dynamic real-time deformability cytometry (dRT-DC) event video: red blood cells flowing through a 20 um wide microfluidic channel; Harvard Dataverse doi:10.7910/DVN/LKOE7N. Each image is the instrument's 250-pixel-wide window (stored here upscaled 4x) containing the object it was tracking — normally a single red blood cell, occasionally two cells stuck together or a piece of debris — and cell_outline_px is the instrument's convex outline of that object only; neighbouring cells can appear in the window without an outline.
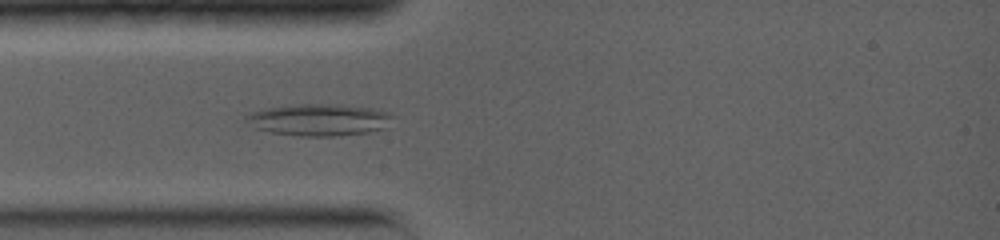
{"species": "common noctule bat (a hibernating species)", "species_latin": "Nyctalus noctula", "temperature_condition": "warm", "stored_images_in_passage": 12, "camera_frame_rate_fps": 5000, "um_per_image_px": 0.085, "animal": {"sex": "female", "body_mass_g": 19.0, "forearm_length_mm": 56.7}, "frame": {"image": 1, "passage_image": 4, "time_ms": 2.4, "image_size_px": [1000, 240], "cell_outline_px": [[396, 116], [388, 128], [368, 132], [332, 136], [300, 136], [272, 132], [256, 128], [244, 120], [244, 116], [248, 112], [264, 108], [292, 104], [340, 104], [376, 108], [388, 112]], "centroid_in_image_um": [27.16, 10.16], "position_along_channel_um": 57.8, "area_um2": 27.8}}
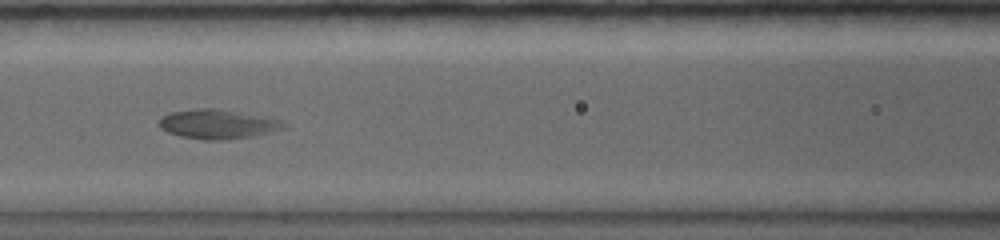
{"frame": {"image": 2, "passage_image": 7, "time_ms": 4.8, "image_size_px": [1000, 240], "cell_outline_px": [[288, 128], [256, 136], [220, 140], [204, 140], [180, 136], [168, 132], [160, 128], [160, 116], [172, 112], [196, 108], [216, 108], [264, 116], [284, 120]], "centroid_in_image_um": [18.57, 10.55], "position_along_channel_um": 148.0, "area_um2": 21.62}}
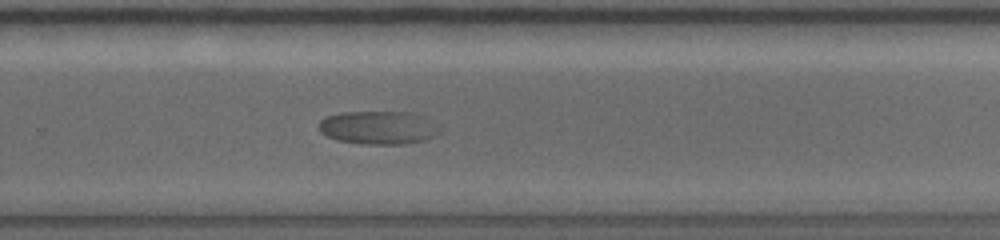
{"frame": {"image": 3, "passage_image": 12, "time_ms": 8.8, "image_size_px": [1000, 240], "cell_outline_px": [[440, 132], [424, 140], [408, 144], [368, 144], [336, 140], [320, 132], [320, 120], [324, 116], [340, 112], [412, 112], [424, 116]], "centroid_in_image_um": [32.11, 10.84], "position_along_channel_um": 297.7, "area_um2": 23.24}}